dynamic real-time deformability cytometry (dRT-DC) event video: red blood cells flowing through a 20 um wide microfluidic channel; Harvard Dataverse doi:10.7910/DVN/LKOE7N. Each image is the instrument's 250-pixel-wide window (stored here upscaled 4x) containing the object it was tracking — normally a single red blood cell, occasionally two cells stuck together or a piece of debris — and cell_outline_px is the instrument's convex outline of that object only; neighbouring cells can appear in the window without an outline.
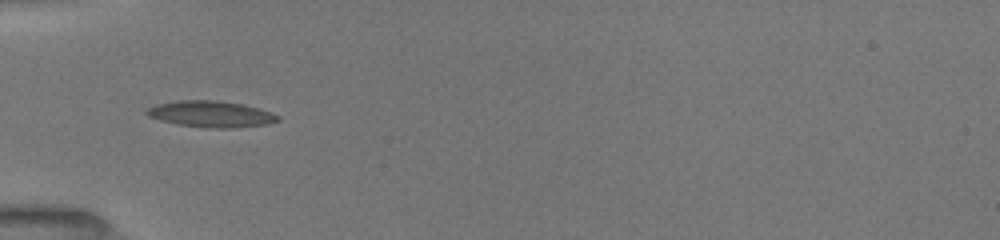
{"species": "common noctule bat (a hibernating species)", "species_latin": "Nyctalus noctula", "temperature_condition": "room temperature", "stored_images_in_passage": 36, "camera_frame_rate_fps": 3000, "um_per_image_px": 0.085, "animal": {"sex": "female", "body_mass_g": 19.5, "forearm_length_mm": 54.1}, "frame": {"image": 1, "passage_image": 3, "time_ms": 0.667, "image_size_px": [1000, 240], "cell_outline_px": [[280, 120], [264, 124], [232, 128], [208, 128], [176, 124], [160, 120], [148, 116], [144, 112], [148, 108], [156, 104], [176, 100], [216, 100], [244, 104], [280, 116]], "centroid_in_image_um": [17.87, 9.69], "position_along_channel_um": 67.1, "area_um2": 20.0}}
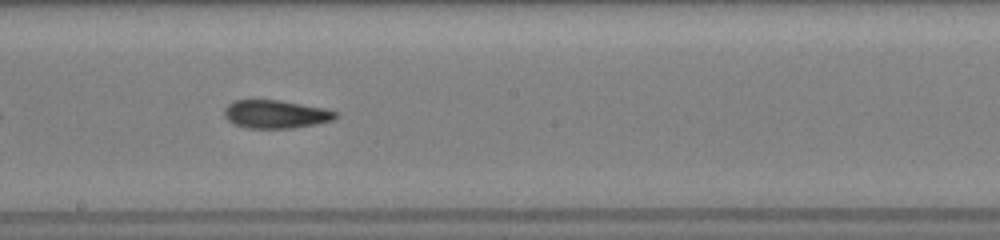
{"frame": {"image": 2, "passage_image": 15, "time_ms": 4.667, "image_size_px": [1000, 240], "cell_outline_px": [[340, 116], [332, 120], [316, 124], [292, 128], [244, 128], [228, 120], [224, 116], [224, 108], [228, 104], [236, 100], [280, 100], [324, 108], [340, 112]], "centroid_in_image_um": [23.47, 9.7], "position_along_channel_um": 224.7, "area_um2": 18.38}}
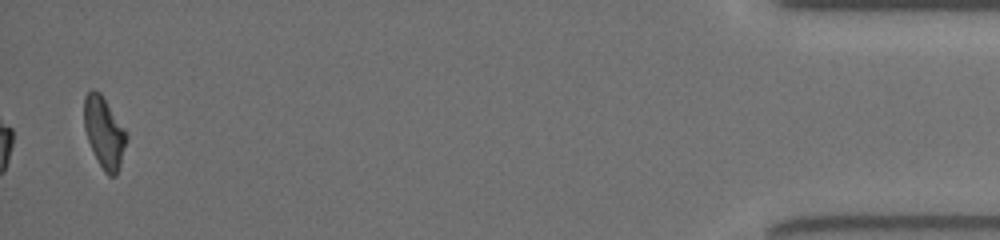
{"frame": {"image": 3, "passage_image": 36, "time_ms": 11.667, "image_size_px": [1000, 240], "cell_outline_px": [[128, 136], [120, 164], [116, 176], [108, 176], [104, 172], [88, 140], [84, 128], [84, 96], [92, 88], [100, 92], [124, 128]], "centroid_in_image_um": [8.85, 11.24], "position_along_channel_um": 426.4, "area_um2": 17.28}, "authors_computed_cell_mechanics": {"area_um2": 17.9469, "velocity_mm_per_s": 3.9984, "shape_relaxation_time_tau1_ms": null, "shape_relaxation_time_tau2_ms": 2.2633, "deformation_change_tau1": null, "deformation_change_tau2": 0.0868}}